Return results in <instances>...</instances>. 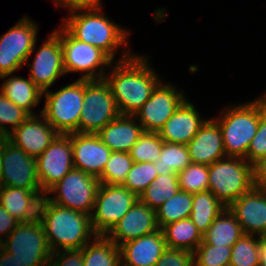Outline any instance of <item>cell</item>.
Segmentation results:
<instances>
[{"label": "cell", "instance_id": "18", "mask_svg": "<svg viewBox=\"0 0 266 266\" xmlns=\"http://www.w3.org/2000/svg\"><path fill=\"white\" fill-rule=\"evenodd\" d=\"M74 168L99 177L112 151L94 133H71Z\"/></svg>", "mask_w": 266, "mask_h": 266}, {"label": "cell", "instance_id": "17", "mask_svg": "<svg viewBox=\"0 0 266 266\" xmlns=\"http://www.w3.org/2000/svg\"><path fill=\"white\" fill-rule=\"evenodd\" d=\"M40 117L30 115L8 134L11 143L33 158H38L59 134L41 113Z\"/></svg>", "mask_w": 266, "mask_h": 266}, {"label": "cell", "instance_id": "21", "mask_svg": "<svg viewBox=\"0 0 266 266\" xmlns=\"http://www.w3.org/2000/svg\"><path fill=\"white\" fill-rule=\"evenodd\" d=\"M167 248L161 229L119 245L121 266H155Z\"/></svg>", "mask_w": 266, "mask_h": 266}, {"label": "cell", "instance_id": "7", "mask_svg": "<svg viewBox=\"0 0 266 266\" xmlns=\"http://www.w3.org/2000/svg\"><path fill=\"white\" fill-rule=\"evenodd\" d=\"M1 246L24 266H49L52 251L38 218L19 223Z\"/></svg>", "mask_w": 266, "mask_h": 266}, {"label": "cell", "instance_id": "38", "mask_svg": "<svg viewBox=\"0 0 266 266\" xmlns=\"http://www.w3.org/2000/svg\"><path fill=\"white\" fill-rule=\"evenodd\" d=\"M157 176L153 162H134L122 186L139 197Z\"/></svg>", "mask_w": 266, "mask_h": 266}, {"label": "cell", "instance_id": "1", "mask_svg": "<svg viewBox=\"0 0 266 266\" xmlns=\"http://www.w3.org/2000/svg\"><path fill=\"white\" fill-rule=\"evenodd\" d=\"M147 61L144 56L123 51L109 78L104 77L121 115L134 116L161 82Z\"/></svg>", "mask_w": 266, "mask_h": 266}, {"label": "cell", "instance_id": "12", "mask_svg": "<svg viewBox=\"0 0 266 266\" xmlns=\"http://www.w3.org/2000/svg\"><path fill=\"white\" fill-rule=\"evenodd\" d=\"M137 200L138 196L122 185L100 183L91 215L96 235H106Z\"/></svg>", "mask_w": 266, "mask_h": 266}, {"label": "cell", "instance_id": "41", "mask_svg": "<svg viewBox=\"0 0 266 266\" xmlns=\"http://www.w3.org/2000/svg\"><path fill=\"white\" fill-rule=\"evenodd\" d=\"M263 157H266V95L260 97L259 127L250 142L245 159L253 165Z\"/></svg>", "mask_w": 266, "mask_h": 266}, {"label": "cell", "instance_id": "19", "mask_svg": "<svg viewBox=\"0 0 266 266\" xmlns=\"http://www.w3.org/2000/svg\"><path fill=\"white\" fill-rule=\"evenodd\" d=\"M158 229L156 210L138 199L106 236L119 246L141 236L153 233Z\"/></svg>", "mask_w": 266, "mask_h": 266}, {"label": "cell", "instance_id": "40", "mask_svg": "<svg viewBox=\"0 0 266 266\" xmlns=\"http://www.w3.org/2000/svg\"><path fill=\"white\" fill-rule=\"evenodd\" d=\"M29 116L26 110L15 105L0 91V133L8 135ZM7 124L12 126V130L6 127Z\"/></svg>", "mask_w": 266, "mask_h": 266}, {"label": "cell", "instance_id": "42", "mask_svg": "<svg viewBox=\"0 0 266 266\" xmlns=\"http://www.w3.org/2000/svg\"><path fill=\"white\" fill-rule=\"evenodd\" d=\"M155 266H194L193 252L167 247Z\"/></svg>", "mask_w": 266, "mask_h": 266}, {"label": "cell", "instance_id": "3", "mask_svg": "<svg viewBox=\"0 0 266 266\" xmlns=\"http://www.w3.org/2000/svg\"><path fill=\"white\" fill-rule=\"evenodd\" d=\"M101 8L70 11L63 27L75 38L102 50L112 61L122 44H127L128 33L100 14Z\"/></svg>", "mask_w": 266, "mask_h": 266}, {"label": "cell", "instance_id": "29", "mask_svg": "<svg viewBox=\"0 0 266 266\" xmlns=\"http://www.w3.org/2000/svg\"><path fill=\"white\" fill-rule=\"evenodd\" d=\"M83 247V266H121L120 249L106 235H96Z\"/></svg>", "mask_w": 266, "mask_h": 266}, {"label": "cell", "instance_id": "10", "mask_svg": "<svg viewBox=\"0 0 266 266\" xmlns=\"http://www.w3.org/2000/svg\"><path fill=\"white\" fill-rule=\"evenodd\" d=\"M54 32L60 37L63 48L65 73L82 71L85 72V75L81 79H104L106 76L104 67H110L112 60L102 50L75 39L63 26L61 30L58 29ZM97 69L98 72H96Z\"/></svg>", "mask_w": 266, "mask_h": 266}, {"label": "cell", "instance_id": "22", "mask_svg": "<svg viewBox=\"0 0 266 266\" xmlns=\"http://www.w3.org/2000/svg\"><path fill=\"white\" fill-rule=\"evenodd\" d=\"M187 147L192 163L211 165L226 157L222 132L214 118L205 121Z\"/></svg>", "mask_w": 266, "mask_h": 266}, {"label": "cell", "instance_id": "8", "mask_svg": "<svg viewBox=\"0 0 266 266\" xmlns=\"http://www.w3.org/2000/svg\"><path fill=\"white\" fill-rule=\"evenodd\" d=\"M83 104L79 133L97 134L109 122L121 115L111 88L105 79H84Z\"/></svg>", "mask_w": 266, "mask_h": 266}, {"label": "cell", "instance_id": "25", "mask_svg": "<svg viewBox=\"0 0 266 266\" xmlns=\"http://www.w3.org/2000/svg\"><path fill=\"white\" fill-rule=\"evenodd\" d=\"M136 122L134 116L120 115L102 128L97 135L112 152L129 153L144 132L142 126Z\"/></svg>", "mask_w": 266, "mask_h": 266}, {"label": "cell", "instance_id": "26", "mask_svg": "<svg viewBox=\"0 0 266 266\" xmlns=\"http://www.w3.org/2000/svg\"><path fill=\"white\" fill-rule=\"evenodd\" d=\"M243 234L236 217L225 207L203 234V242L212 246L232 247Z\"/></svg>", "mask_w": 266, "mask_h": 266}, {"label": "cell", "instance_id": "47", "mask_svg": "<svg viewBox=\"0 0 266 266\" xmlns=\"http://www.w3.org/2000/svg\"><path fill=\"white\" fill-rule=\"evenodd\" d=\"M0 266H24L19 263L8 251L0 246Z\"/></svg>", "mask_w": 266, "mask_h": 266}, {"label": "cell", "instance_id": "49", "mask_svg": "<svg viewBox=\"0 0 266 266\" xmlns=\"http://www.w3.org/2000/svg\"><path fill=\"white\" fill-rule=\"evenodd\" d=\"M8 140V135L4 133H0V174H1V159H2V153L4 150V145L6 141Z\"/></svg>", "mask_w": 266, "mask_h": 266}, {"label": "cell", "instance_id": "4", "mask_svg": "<svg viewBox=\"0 0 266 266\" xmlns=\"http://www.w3.org/2000/svg\"><path fill=\"white\" fill-rule=\"evenodd\" d=\"M220 126L226 157L245 159L260 122V98L227 109L214 119Z\"/></svg>", "mask_w": 266, "mask_h": 266}, {"label": "cell", "instance_id": "48", "mask_svg": "<svg viewBox=\"0 0 266 266\" xmlns=\"http://www.w3.org/2000/svg\"><path fill=\"white\" fill-rule=\"evenodd\" d=\"M259 266H266V235L259 240Z\"/></svg>", "mask_w": 266, "mask_h": 266}, {"label": "cell", "instance_id": "27", "mask_svg": "<svg viewBox=\"0 0 266 266\" xmlns=\"http://www.w3.org/2000/svg\"><path fill=\"white\" fill-rule=\"evenodd\" d=\"M1 92L4 96L20 108L26 110L30 115H35L32 108L39 104L43 91L40 90L30 79L13 76L2 84Z\"/></svg>", "mask_w": 266, "mask_h": 266}, {"label": "cell", "instance_id": "11", "mask_svg": "<svg viewBox=\"0 0 266 266\" xmlns=\"http://www.w3.org/2000/svg\"><path fill=\"white\" fill-rule=\"evenodd\" d=\"M38 26L23 17L0 37V78L13 74L35 50Z\"/></svg>", "mask_w": 266, "mask_h": 266}, {"label": "cell", "instance_id": "35", "mask_svg": "<svg viewBox=\"0 0 266 266\" xmlns=\"http://www.w3.org/2000/svg\"><path fill=\"white\" fill-rule=\"evenodd\" d=\"M134 161L128 152L114 151L98 177L100 183L108 185H122Z\"/></svg>", "mask_w": 266, "mask_h": 266}, {"label": "cell", "instance_id": "15", "mask_svg": "<svg viewBox=\"0 0 266 266\" xmlns=\"http://www.w3.org/2000/svg\"><path fill=\"white\" fill-rule=\"evenodd\" d=\"M183 92H177L171 85L162 81L155 87L151 97L135 113L134 117L140 122L146 132H159L165 122L186 100Z\"/></svg>", "mask_w": 266, "mask_h": 266}, {"label": "cell", "instance_id": "20", "mask_svg": "<svg viewBox=\"0 0 266 266\" xmlns=\"http://www.w3.org/2000/svg\"><path fill=\"white\" fill-rule=\"evenodd\" d=\"M228 208L236 217L244 234L266 235V190L253 187Z\"/></svg>", "mask_w": 266, "mask_h": 266}, {"label": "cell", "instance_id": "31", "mask_svg": "<svg viewBox=\"0 0 266 266\" xmlns=\"http://www.w3.org/2000/svg\"><path fill=\"white\" fill-rule=\"evenodd\" d=\"M179 190L177 173L158 175L142 194L139 195L138 199L150 208L156 210Z\"/></svg>", "mask_w": 266, "mask_h": 266}, {"label": "cell", "instance_id": "14", "mask_svg": "<svg viewBox=\"0 0 266 266\" xmlns=\"http://www.w3.org/2000/svg\"><path fill=\"white\" fill-rule=\"evenodd\" d=\"M36 163L40 187L46 194L74 168L71 134H58Z\"/></svg>", "mask_w": 266, "mask_h": 266}, {"label": "cell", "instance_id": "5", "mask_svg": "<svg viewBox=\"0 0 266 266\" xmlns=\"http://www.w3.org/2000/svg\"><path fill=\"white\" fill-rule=\"evenodd\" d=\"M208 165L209 186L216 198L228 207L254 187L253 165L246 159L226 157Z\"/></svg>", "mask_w": 266, "mask_h": 266}, {"label": "cell", "instance_id": "6", "mask_svg": "<svg viewBox=\"0 0 266 266\" xmlns=\"http://www.w3.org/2000/svg\"><path fill=\"white\" fill-rule=\"evenodd\" d=\"M46 103L41 114L59 134L79 133V120L84 106V79L79 78L55 93L44 91Z\"/></svg>", "mask_w": 266, "mask_h": 266}, {"label": "cell", "instance_id": "16", "mask_svg": "<svg viewBox=\"0 0 266 266\" xmlns=\"http://www.w3.org/2000/svg\"><path fill=\"white\" fill-rule=\"evenodd\" d=\"M26 63L31 71L29 78L43 92L48 90L57 78L66 74L60 37L53 32L37 50L33 63Z\"/></svg>", "mask_w": 266, "mask_h": 266}, {"label": "cell", "instance_id": "44", "mask_svg": "<svg viewBox=\"0 0 266 266\" xmlns=\"http://www.w3.org/2000/svg\"><path fill=\"white\" fill-rule=\"evenodd\" d=\"M55 3L57 6L67 7L70 11L101 8L100 0H56Z\"/></svg>", "mask_w": 266, "mask_h": 266}, {"label": "cell", "instance_id": "39", "mask_svg": "<svg viewBox=\"0 0 266 266\" xmlns=\"http://www.w3.org/2000/svg\"><path fill=\"white\" fill-rule=\"evenodd\" d=\"M231 247L212 246L203 241L193 252L194 266H229Z\"/></svg>", "mask_w": 266, "mask_h": 266}, {"label": "cell", "instance_id": "43", "mask_svg": "<svg viewBox=\"0 0 266 266\" xmlns=\"http://www.w3.org/2000/svg\"><path fill=\"white\" fill-rule=\"evenodd\" d=\"M49 266H83V248L53 252Z\"/></svg>", "mask_w": 266, "mask_h": 266}, {"label": "cell", "instance_id": "23", "mask_svg": "<svg viewBox=\"0 0 266 266\" xmlns=\"http://www.w3.org/2000/svg\"><path fill=\"white\" fill-rule=\"evenodd\" d=\"M205 121L194 105L185 100L165 122L158 135L165 142L187 145Z\"/></svg>", "mask_w": 266, "mask_h": 266}, {"label": "cell", "instance_id": "24", "mask_svg": "<svg viewBox=\"0 0 266 266\" xmlns=\"http://www.w3.org/2000/svg\"><path fill=\"white\" fill-rule=\"evenodd\" d=\"M44 196L43 191L0 186V204L20 223L38 218Z\"/></svg>", "mask_w": 266, "mask_h": 266}, {"label": "cell", "instance_id": "34", "mask_svg": "<svg viewBox=\"0 0 266 266\" xmlns=\"http://www.w3.org/2000/svg\"><path fill=\"white\" fill-rule=\"evenodd\" d=\"M243 234L231 247L229 266H259L260 236Z\"/></svg>", "mask_w": 266, "mask_h": 266}, {"label": "cell", "instance_id": "2", "mask_svg": "<svg viewBox=\"0 0 266 266\" xmlns=\"http://www.w3.org/2000/svg\"><path fill=\"white\" fill-rule=\"evenodd\" d=\"M38 219L43 225L52 253L61 248H83L91 236H96L89 214L61 207L45 196L40 204Z\"/></svg>", "mask_w": 266, "mask_h": 266}, {"label": "cell", "instance_id": "33", "mask_svg": "<svg viewBox=\"0 0 266 266\" xmlns=\"http://www.w3.org/2000/svg\"><path fill=\"white\" fill-rule=\"evenodd\" d=\"M153 163L158 175H167L178 174L192 162L187 145L164 141L159 159Z\"/></svg>", "mask_w": 266, "mask_h": 266}, {"label": "cell", "instance_id": "30", "mask_svg": "<svg viewBox=\"0 0 266 266\" xmlns=\"http://www.w3.org/2000/svg\"><path fill=\"white\" fill-rule=\"evenodd\" d=\"M192 199L190 219L203 235L226 206L209 190L193 193Z\"/></svg>", "mask_w": 266, "mask_h": 266}, {"label": "cell", "instance_id": "46", "mask_svg": "<svg viewBox=\"0 0 266 266\" xmlns=\"http://www.w3.org/2000/svg\"><path fill=\"white\" fill-rule=\"evenodd\" d=\"M254 187L266 190V157L253 164Z\"/></svg>", "mask_w": 266, "mask_h": 266}, {"label": "cell", "instance_id": "36", "mask_svg": "<svg viewBox=\"0 0 266 266\" xmlns=\"http://www.w3.org/2000/svg\"><path fill=\"white\" fill-rule=\"evenodd\" d=\"M163 144L164 140L157 132L144 131L129 153L135 163L155 162L159 159Z\"/></svg>", "mask_w": 266, "mask_h": 266}, {"label": "cell", "instance_id": "45", "mask_svg": "<svg viewBox=\"0 0 266 266\" xmlns=\"http://www.w3.org/2000/svg\"><path fill=\"white\" fill-rule=\"evenodd\" d=\"M20 222L0 204V234L9 236ZM4 240L0 237V243Z\"/></svg>", "mask_w": 266, "mask_h": 266}, {"label": "cell", "instance_id": "37", "mask_svg": "<svg viewBox=\"0 0 266 266\" xmlns=\"http://www.w3.org/2000/svg\"><path fill=\"white\" fill-rule=\"evenodd\" d=\"M177 175L181 191L192 194L208 191V165L191 163Z\"/></svg>", "mask_w": 266, "mask_h": 266}, {"label": "cell", "instance_id": "32", "mask_svg": "<svg viewBox=\"0 0 266 266\" xmlns=\"http://www.w3.org/2000/svg\"><path fill=\"white\" fill-rule=\"evenodd\" d=\"M192 203V193L179 190L156 209L158 228L161 229L169 223L190 218Z\"/></svg>", "mask_w": 266, "mask_h": 266}, {"label": "cell", "instance_id": "28", "mask_svg": "<svg viewBox=\"0 0 266 266\" xmlns=\"http://www.w3.org/2000/svg\"><path fill=\"white\" fill-rule=\"evenodd\" d=\"M161 230L168 248L194 252L203 241V235L190 218L169 223Z\"/></svg>", "mask_w": 266, "mask_h": 266}, {"label": "cell", "instance_id": "9", "mask_svg": "<svg viewBox=\"0 0 266 266\" xmlns=\"http://www.w3.org/2000/svg\"><path fill=\"white\" fill-rule=\"evenodd\" d=\"M100 181L97 177L73 168L51 187L45 197L61 207L92 215ZM56 193L57 197L47 194Z\"/></svg>", "mask_w": 266, "mask_h": 266}, {"label": "cell", "instance_id": "13", "mask_svg": "<svg viewBox=\"0 0 266 266\" xmlns=\"http://www.w3.org/2000/svg\"><path fill=\"white\" fill-rule=\"evenodd\" d=\"M0 186L42 191L36 158L29 156L9 140L6 141L2 153Z\"/></svg>", "mask_w": 266, "mask_h": 266}]
</instances>
